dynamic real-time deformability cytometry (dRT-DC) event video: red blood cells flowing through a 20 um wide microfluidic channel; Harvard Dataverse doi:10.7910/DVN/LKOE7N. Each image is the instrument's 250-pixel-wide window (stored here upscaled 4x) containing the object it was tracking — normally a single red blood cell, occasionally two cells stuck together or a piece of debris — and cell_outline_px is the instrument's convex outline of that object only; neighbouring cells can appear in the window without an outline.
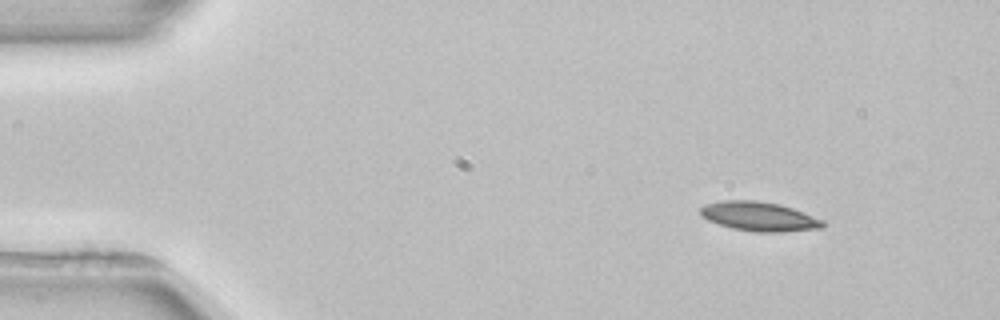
{"species": "common noctule bat (a hibernating species)", "species_latin": "Nyctalus noctula", "temperature_condition": "room temperature", "stored_images_in_passage": 3, "camera_frame_rate_fps": 3000, "um_per_image_px": 0.085, "animal": {"sex": "female", "body_mass_g": 22.7, "forearm_length_mm": 54.2}, "frame": {"image": 1, "passage_image": 1, "time_ms": 0.0, "image_size_px": [1000, 320], "cell_outline_px": [[824, 228], [784, 232], [756, 232], [732, 228], [708, 220], [700, 216], [700, 208], [704, 204], [724, 200], [756, 200], [780, 204], [792, 208], [824, 220]], "centroid_in_image_um": [64.53, 18.4], "position_along_channel_um": 20.5, "area_um2": 20.98}}